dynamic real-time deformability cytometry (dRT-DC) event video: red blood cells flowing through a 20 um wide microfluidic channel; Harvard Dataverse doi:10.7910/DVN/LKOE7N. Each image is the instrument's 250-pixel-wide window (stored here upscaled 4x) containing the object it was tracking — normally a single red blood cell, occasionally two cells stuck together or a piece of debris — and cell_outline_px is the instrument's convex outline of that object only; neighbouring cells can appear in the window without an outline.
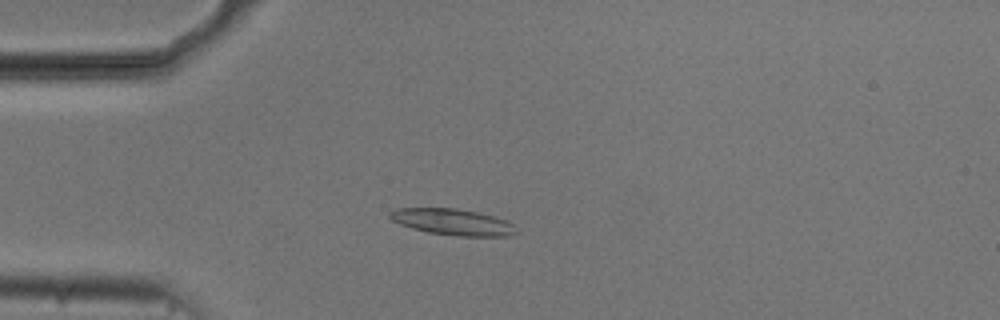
{"species": "common noctule bat (a hibernating species)", "species_latin": "Nyctalus noctula", "temperature_condition": "cold", "stored_images_in_passage": 55, "camera_frame_rate_fps": 3000, "um_per_image_px": 0.085, "animal": {"sex": "male", "body_mass_g": 20.5, "forearm_length_mm": 52.5}, "frame": {"image": 1, "passage_image": 15, "time_ms": 4.667, "image_size_px": [1000, 320], "cell_outline_px": [[516, 232], [508, 236], [460, 236], [428, 232], [412, 228], [400, 224], [392, 220], [388, 216], [388, 212], [396, 208], [456, 208], [476, 212], [508, 220], [512, 224]], "centroid_in_image_um": [38.44, 18.86], "position_along_channel_um": 46.6, "area_um2": 19.19}}
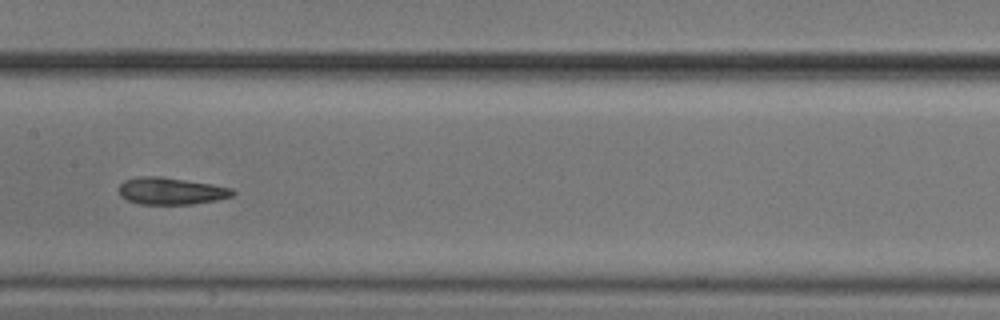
{"frame": {"image": 2, "passage_image": 28, "time_ms": 9.0, "image_size_px": [1000, 320], "cell_outline_px": [[236, 192], [232, 196], [216, 200], [192, 204], [140, 204], [128, 200], [120, 196], [120, 184], [124, 180], [140, 176], [160, 176], [212, 184], [232, 188]], "centroid_in_image_um": [14.54, 16.23], "position_along_channel_um": 192.9, "area_um2": 17.86}}
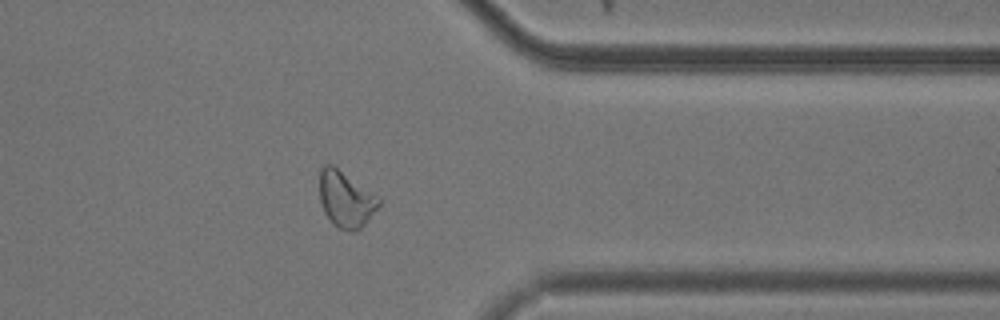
{"frame": {"image": 3, "passage_image": 44, "time_ms": 14.333, "image_size_px": [1000, 320], "cell_outline_px": [[380, 204], [364, 224], [356, 232], [348, 232], [332, 224], [324, 212], [320, 200], [320, 168], [324, 164], [332, 164], [380, 196]], "centroid_in_image_um": [29.39, 16.93], "position_along_channel_um": 382.0, "area_um2": 19.54}, "authors_computed_cell_mechanics": {"area_um2": 19.363, "velocity_mm_per_s": 3.7311, "shape_relaxation_time_tau1_ms": 7.7747, "shape_relaxation_time_tau2_ms": 5.4998, "deformation_change_tau1": 0.158, "deformation_change_tau2": 0.136}}